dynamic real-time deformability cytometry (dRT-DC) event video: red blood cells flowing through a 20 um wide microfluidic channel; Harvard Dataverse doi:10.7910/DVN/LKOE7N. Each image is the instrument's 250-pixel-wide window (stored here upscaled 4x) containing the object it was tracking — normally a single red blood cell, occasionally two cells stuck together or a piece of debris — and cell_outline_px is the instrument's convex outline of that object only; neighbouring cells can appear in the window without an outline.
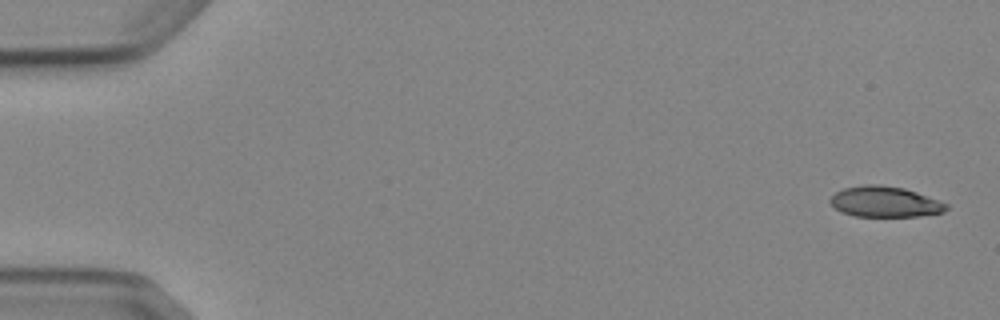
{"species": "Egyptian fruit bat (a non-hibernating species)", "species_latin": "Rousettus aegyptiacus", "temperature_condition": "cold", "stored_images_in_passage": 4, "camera_frame_rate_fps": 3000, "um_per_image_px": 0.085, "animal": {"sex": "female"}, "frame": {"image": 1, "passage_image": 1, "time_ms": 0.0, "image_size_px": [1000, 320], "cell_outline_px": [[948, 208], [944, 212], [920, 216], [856, 216], [844, 212], [836, 208], [828, 200], [836, 192], [844, 188], [864, 184], [880, 184], [904, 188], [916, 192], [948, 204]], "centroid_in_image_um": [75.23, 17.14], "position_along_channel_um": 9.8, "area_um2": 20.58}}
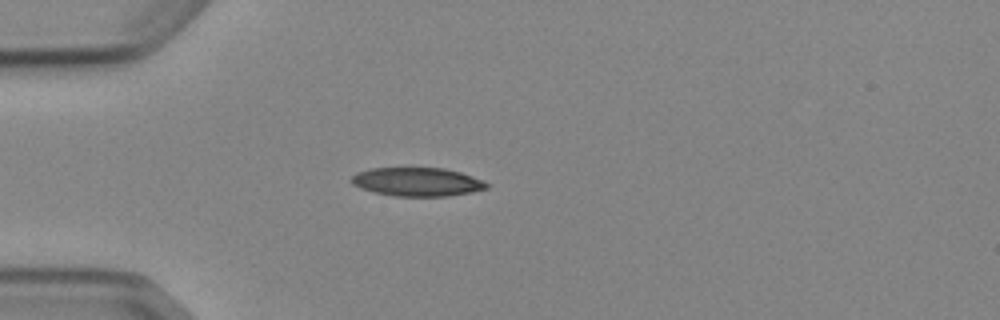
{"frame": {"image": 2, "passage_image": 4, "time_ms": 4.333, "image_size_px": [1000, 320], "cell_outline_px": [[488, 188], [448, 196], [396, 196], [376, 192], [360, 188], [352, 184], [348, 180], [356, 172], [372, 168], [444, 168], [460, 172], [484, 180], [488, 184]], "centroid_in_image_um": [35.43, 15.45], "position_along_channel_um": 49.6, "area_um2": 22.48}}